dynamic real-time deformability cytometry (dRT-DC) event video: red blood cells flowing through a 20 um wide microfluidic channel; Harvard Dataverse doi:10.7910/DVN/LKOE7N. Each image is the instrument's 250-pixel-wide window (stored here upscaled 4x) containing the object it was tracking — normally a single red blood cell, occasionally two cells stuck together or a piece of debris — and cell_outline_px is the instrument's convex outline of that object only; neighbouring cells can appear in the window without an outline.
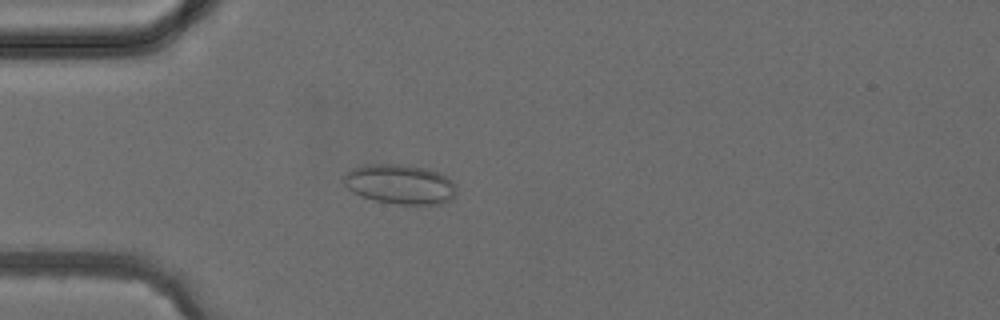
{"species": "common noctule bat (a hibernating species)", "species_latin": "Nyctalus noctula", "temperature_condition": "cold", "stored_images_in_passage": 4, "camera_frame_rate_fps": 3000, "um_per_image_px": 0.085, "animal": {"sex": "female", "body_mass_g": 24.6, "forearm_length_mm": 56.2}, "frame": {"image": 1, "passage_image": 4, "time_ms": 3.333, "image_size_px": [1000, 320], "cell_outline_px": [[456, 192], [452, 200], [440, 204], [400, 204], [376, 200], [364, 196], [348, 188], [344, 184], [344, 176], [352, 168], [364, 164], [396, 164], [428, 168], [452, 180], [456, 184]], "centroid_in_image_um": [34.04, 15.65], "position_along_channel_um": 51.0, "area_um2": 25.84}}